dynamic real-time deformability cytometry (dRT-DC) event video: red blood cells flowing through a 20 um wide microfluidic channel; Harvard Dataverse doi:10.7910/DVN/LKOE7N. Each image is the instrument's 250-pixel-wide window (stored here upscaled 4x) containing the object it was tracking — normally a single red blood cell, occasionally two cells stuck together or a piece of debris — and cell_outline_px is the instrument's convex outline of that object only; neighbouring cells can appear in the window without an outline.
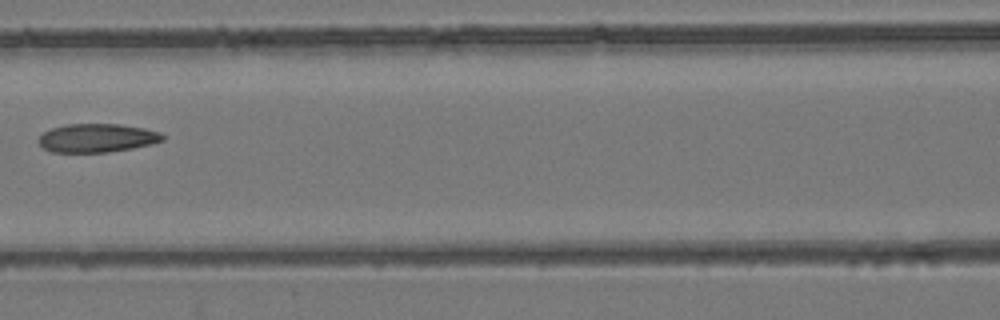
{"species": "common noctule bat (a hibernating species)", "species_latin": "Nyctalus noctula", "temperature_condition": "room temperature", "stored_images_in_passage": 9, "camera_frame_rate_fps": 3000, "um_per_image_px": 0.085, "animal": {"sex": "female", "body_mass_g": 24.6, "forearm_length_mm": 56.2}, "frame": {"image": 1, "passage_image": 8, "time_ms": 2.333, "image_size_px": [1000, 320], "cell_outline_px": [[164, 140], [152, 144], [132, 148], [108, 152], [52, 152], [44, 148], [36, 140], [44, 132], [52, 128], [64, 124], [120, 124], [144, 128], [160, 132], [164, 136]], "centroid_in_image_um": [8.25, 11.72], "position_along_channel_um": 158.4, "area_um2": 20.69}}
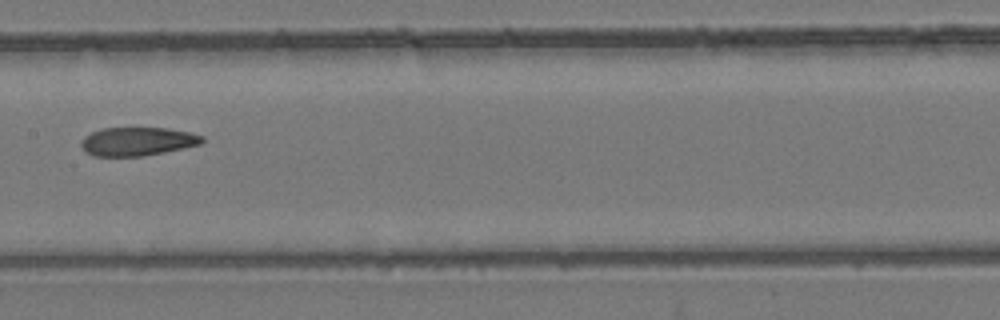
{"frame": {"image": 2, "passage_image": 9, "time_ms": 2.667, "image_size_px": [1000, 320], "cell_outline_px": [[204, 140], [200, 144], [164, 152], [140, 156], [92, 156], [84, 152], [80, 144], [84, 136], [92, 132], [104, 128], [168, 128], [188, 132], [204, 136]], "centroid_in_image_um": [11.65, 12.02], "position_along_channel_um": 195.8, "area_um2": 20.06}}